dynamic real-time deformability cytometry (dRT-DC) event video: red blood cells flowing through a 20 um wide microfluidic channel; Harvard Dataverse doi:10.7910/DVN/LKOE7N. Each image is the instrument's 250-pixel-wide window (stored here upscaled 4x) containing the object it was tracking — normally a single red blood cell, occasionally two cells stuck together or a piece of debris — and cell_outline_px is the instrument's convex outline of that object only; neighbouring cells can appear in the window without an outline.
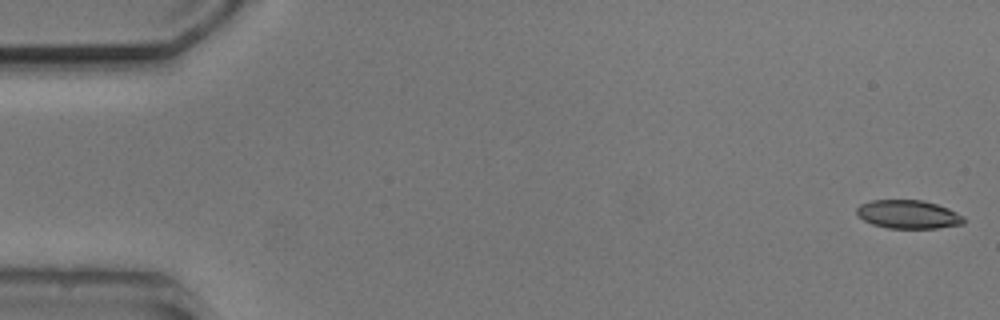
{"species": "common noctule bat (a hibernating species)", "species_latin": "Nyctalus noctula", "temperature_condition": "cold", "stored_images_in_passage": 5, "camera_frame_rate_fps": 3000, "um_per_image_px": 0.085, "animal": {"sex": "male", "body_mass_g": 20.5, "forearm_length_mm": 52.5}, "frame": {"image": 1, "passage_image": 1, "time_ms": 0.0, "image_size_px": [1000, 320], "cell_outline_px": [[964, 224], [936, 228], [888, 228], [872, 224], [864, 220], [856, 212], [856, 208], [860, 204], [872, 200], [920, 200], [936, 204], [948, 208], [964, 216]], "centroid_in_image_um": [77.2, 18.22], "position_along_channel_um": 7.8, "area_um2": 17.69}}
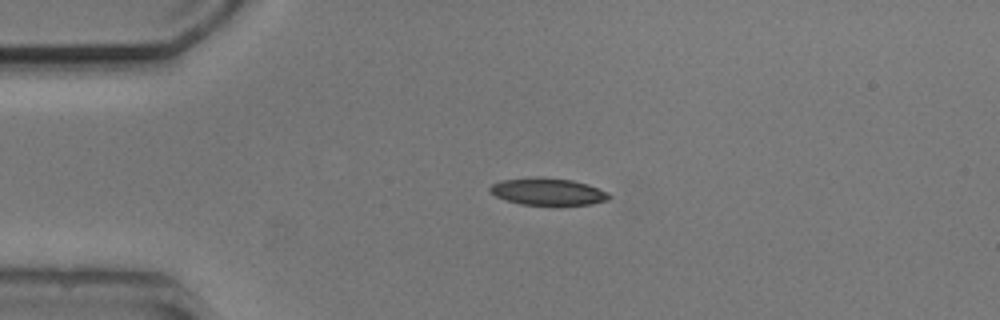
{"frame": {"image": 2, "passage_image": 4, "time_ms": 3.667, "image_size_px": [1000, 320], "cell_outline_px": [[612, 196], [608, 200], [592, 204], [556, 208], [520, 204], [496, 196], [488, 192], [488, 188], [492, 184], [500, 180], [572, 180], [588, 184], [608, 192]], "centroid_in_image_um": [46.64, 16.39], "position_along_channel_um": 38.4, "area_um2": 18.79}}